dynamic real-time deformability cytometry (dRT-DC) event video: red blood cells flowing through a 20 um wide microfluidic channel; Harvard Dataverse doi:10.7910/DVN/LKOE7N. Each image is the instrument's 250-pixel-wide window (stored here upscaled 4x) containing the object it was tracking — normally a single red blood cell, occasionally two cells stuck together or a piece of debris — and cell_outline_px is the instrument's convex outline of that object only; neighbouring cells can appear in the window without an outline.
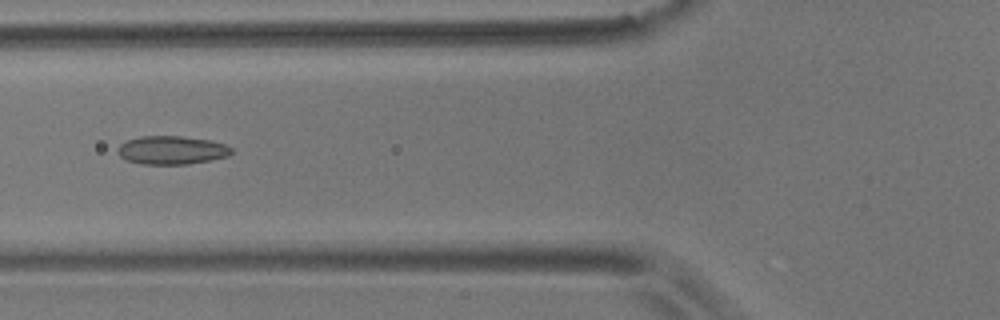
{"species": "common noctule bat (a hibernating species)", "species_latin": "Nyctalus noctula", "temperature_condition": "room temperature", "stored_images_in_passage": 11, "camera_frame_rate_fps": 3000, "um_per_image_px": 0.085, "animal": {"sex": "male", "body_mass_g": 17.9}, "frame": {"image": 1, "passage_image": 4, "time_ms": 1.0, "image_size_px": [1000, 320], "cell_outline_px": [[232, 152], [228, 156], [212, 160], [188, 164], [140, 164], [124, 160], [116, 152], [116, 148], [120, 144], [128, 140], [140, 136], [180, 136], [208, 140], [224, 144], [232, 148]], "centroid_in_image_um": [14.55, 12.77], "position_along_channel_um": 111.3, "area_um2": 18.96}}
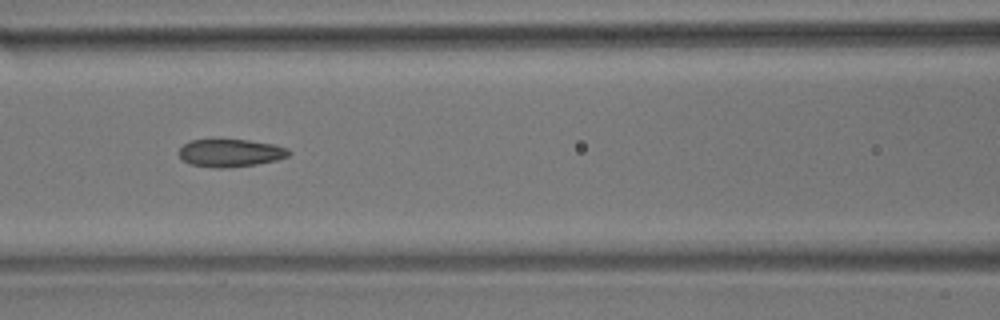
{"frame": {"image": 2, "passage_image": 5, "time_ms": 1.333, "image_size_px": [1000, 320], "cell_outline_px": [[292, 152], [288, 156], [276, 160], [256, 164], [228, 168], [216, 168], [188, 164], [180, 156], [180, 148], [184, 144], [192, 140], [248, 140], [276, 144], [288, 148]], "centroid_in_image_um": [19.63, 13.0], "position_along_channel_um": 147.0, "area_um2": 17.74}}
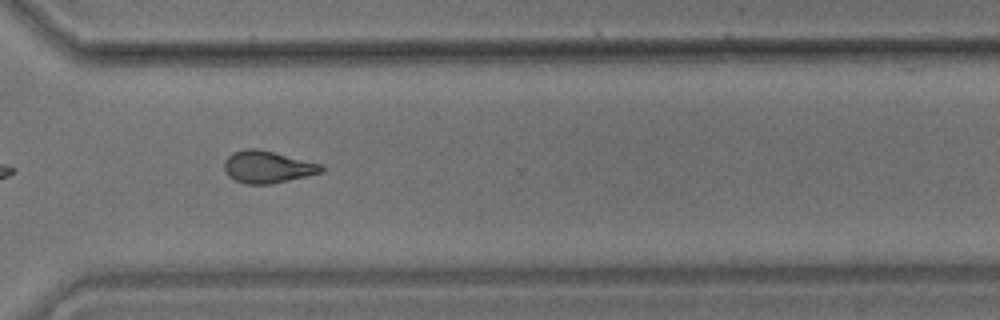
{"frame": {"image": 3, "passage_image": 10, "time_ms": 3.0, "image_size_px": [1000, 320], "cell_outline_px": [[324, 172], [308, 176], [268, 184], [244, 184], [228, 176], [224, 172], [224, 160], [232, 152], [244, 148], [256, 148], [320, 164], [324, 168]], "centroid_in_image_um": [22.69, 14.19], "position_along_channel_um": 347.9, "area_um2": 18.09}}